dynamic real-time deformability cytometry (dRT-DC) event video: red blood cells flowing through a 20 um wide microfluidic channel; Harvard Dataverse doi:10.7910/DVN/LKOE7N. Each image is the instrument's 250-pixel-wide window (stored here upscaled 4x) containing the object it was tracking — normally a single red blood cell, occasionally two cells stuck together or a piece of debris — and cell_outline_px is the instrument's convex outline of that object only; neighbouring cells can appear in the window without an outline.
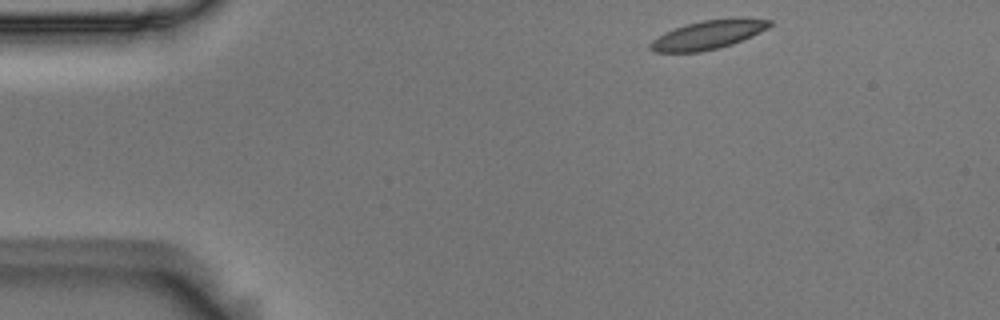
{"species": "Egyptian fruit bat (a non-hibernating species)", "species_latin": "Rousettus aegyptiacus", "temperature_condition": "room temperature", "stored_images_in_passage": 9, "camera_frame_rate_fps": 3000, "um_per_image_px": 0.085, "animal": {"sex": "male"}, "frame": {"image": 1, "passage_image": 1, "time_ms": 0.0, "image_size_px": [1000, 320], "cell_outline_px": [[772, 24], [768, 28], [752, 36], [732, 44], [720, 48], [700, 52], [652, 52], [648, 48], [648, 44], [652, 40], [664, 32], [684, 24], [704, 20], [772, 20]], "centroid_in_image_um": [60.07, 3.0], "position_along_channel_um": 24.9, "area_um2": 19.54}}